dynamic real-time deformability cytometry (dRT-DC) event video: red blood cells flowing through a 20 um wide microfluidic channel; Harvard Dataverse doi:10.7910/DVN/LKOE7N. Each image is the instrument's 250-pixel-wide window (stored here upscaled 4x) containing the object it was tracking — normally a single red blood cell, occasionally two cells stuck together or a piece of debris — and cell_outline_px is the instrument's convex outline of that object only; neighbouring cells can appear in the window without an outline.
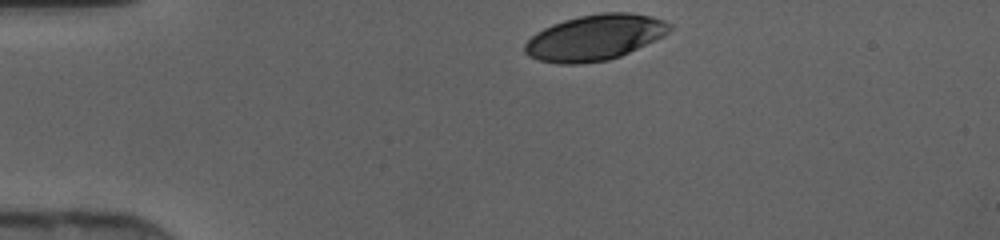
{"species": "human", "species_latin": "Homo sapiens", "temperature_condition": "cold", "stored_images_in_passage": 30, "camera_frame_rate_fps": 3000, "um_per_image_px": 0.085, "donor": {"sex": "female"}, "frame": {"image": 1, "passage_image": 1, "time_ms": 0.0, "image_size_px": [1000, 240], "cell_outline_px": [[672, 28], [664, 36], [620, 56], [608, 60], [580, 64], [560, 64], [540, 60], [528, 56], [524, 52], [524, 44], [536, 32], [552, 24], [564, 20], [580, 16], [600, 12], [628, 12], [652, 16], [664, 20], [672, 24]], "centroid_in_image_um": [50.57, 3.18], "position_along_channel_um": 34.4, "area_um2": 38.61}}
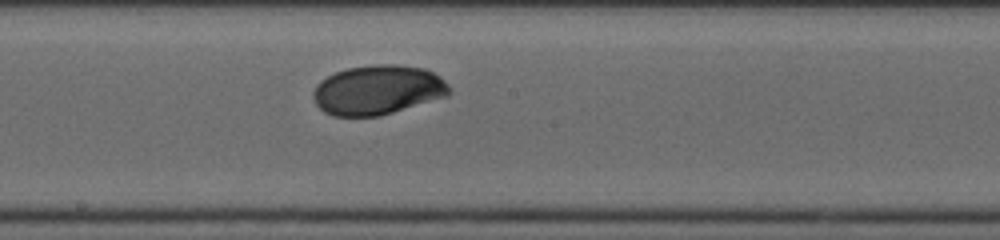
{"frame": {"image": 2, "passage_image": 17, "time_ms": 5.333, "image_size_px": [1000, 240], "cell_outline_px": [[452, 92], [448, 96], [380, 116], [332, 116], [324, 112], [316, 104], [312, 96], [312, 92], [316, 84], [320, 80], [336, 72], [348, 68], [376, 64], [396, 64], [424, 68], [440, 76], [452, 88]], "centroid_in_image_um": [32.12, 7.65], "position_along_channel_um": 216.1, "area_um2": 39.59}}
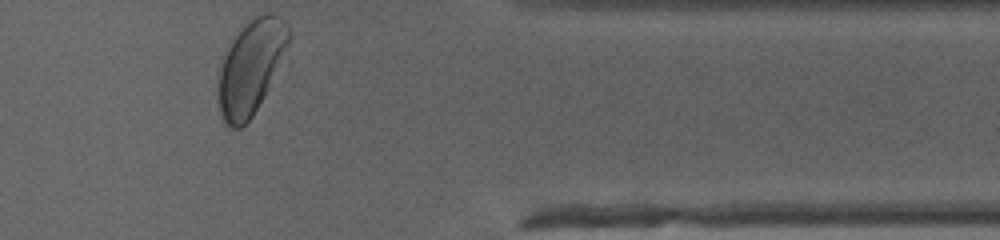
{"frame": {"image": 3, "passage_image": 30, "time_ms": 9.667, "image_size_px": [1000, 240], "cell_outline_px": [[292, 36], [252, 116], [240, 128], [232, 128], [220, 116], [216, 100], [216, 92], [220, 64], [232, 40], [256, 16], [264, 12], [272, 12], [280, 16], [288, 24], [292, 32]], "centroid_in_image_um": [21.28, 5.69], "position_along_channel_um": 390.1, "area_um2": 37.74}}